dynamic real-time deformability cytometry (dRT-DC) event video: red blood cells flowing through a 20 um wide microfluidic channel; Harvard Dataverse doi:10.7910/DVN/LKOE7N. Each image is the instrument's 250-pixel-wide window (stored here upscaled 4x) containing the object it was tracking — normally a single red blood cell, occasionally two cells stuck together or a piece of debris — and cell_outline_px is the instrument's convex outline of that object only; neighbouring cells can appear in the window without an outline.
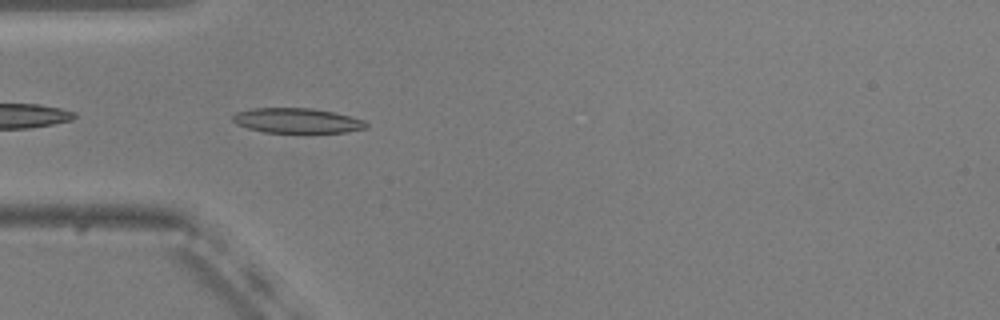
{"species": "common noctule bat (a hibernating species)", "species_latin": "Nyctalus noctula", "temperature_condition": "warm", "stored_images_in_passage": 38, "camera_frame_rate_fps": 3000, "um_per_image_px": 0.085, "animal": {"sex": "male", "body_mass_g": 20.5, "forearm_length_mm": 52.5}, "frame": {"image": 1, "passage_image": 2, "time_ms": 0.333, "image_size_px": [1000, 320], "cell_outline_px": [[368, 128], [348, 132], [304, 136], [264, 132], [248, 128], [236, 124], [232, 120], [232, 116], [236, 112], [252, 108], [312, 108], [332, 112], [364, 120], [368, 124]], "centroid_in_image_um": [25.28, 10.31], "position_along_channel_um": 59.7, "area_um2": 20.52}}
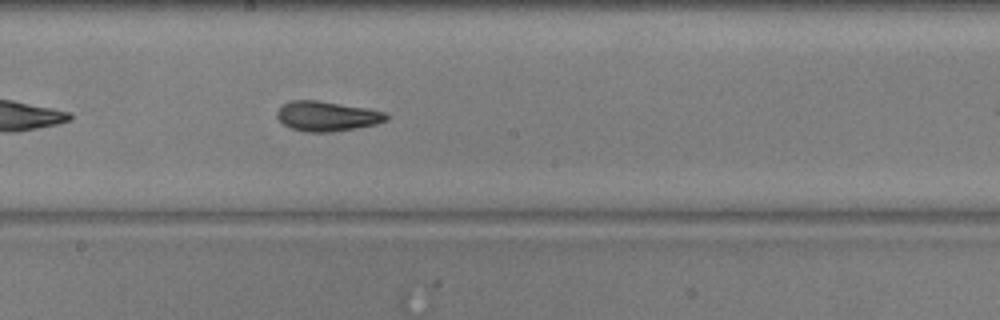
{"frame": {"image": 2, "passage_image": 15, "time_ms": 4.667, "image_size_px": [1000, 320], "cell_outline_px": [[388, 120], [376, 124], [356, 128], [332, 132], [308, 132], [292, 128], [284, 124], [276, 116], [276, 112], [280, 104], [288, 100], [316, 100], [368, 108], [388, 112]], "centroid_in_image_um": [27.79, 9.86], "position_along_channel_um": 220.4, "area_um2": 19.25}}
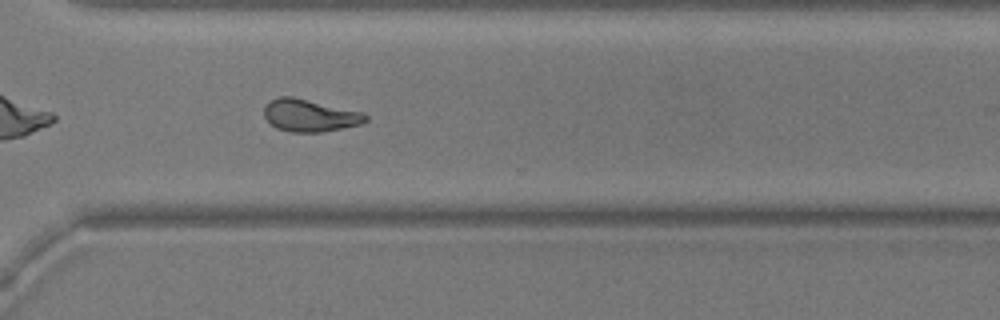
{"frame": {"image": 3, "passage_image": 25, "time_ms": 8.0, "image_size_px": [1000, 320], "cell_outline_px": [[368, 120], [360, 124], [320, 132], [292, 132], [276, 128], [264, 116], [264, 104], [280, 96], [292, 96], [364, 112], [368, 116]], "centroid_in_image_um": [26.33, 9.8], "position_along_channel_um": 344.3, "area_um2": 19.07}, "authors_computed_cell_mechanics": {"area_um2": 19.1029, "velocity_mm_per_s": 3.7339, "shape_relaxation_time_tau1_ms": 5.9246, "shape_relaxation_time_tau2_ms": 2.3649, "deformation_change_tau1": 0.1976, "deformation_change_tau2": 0.098}}